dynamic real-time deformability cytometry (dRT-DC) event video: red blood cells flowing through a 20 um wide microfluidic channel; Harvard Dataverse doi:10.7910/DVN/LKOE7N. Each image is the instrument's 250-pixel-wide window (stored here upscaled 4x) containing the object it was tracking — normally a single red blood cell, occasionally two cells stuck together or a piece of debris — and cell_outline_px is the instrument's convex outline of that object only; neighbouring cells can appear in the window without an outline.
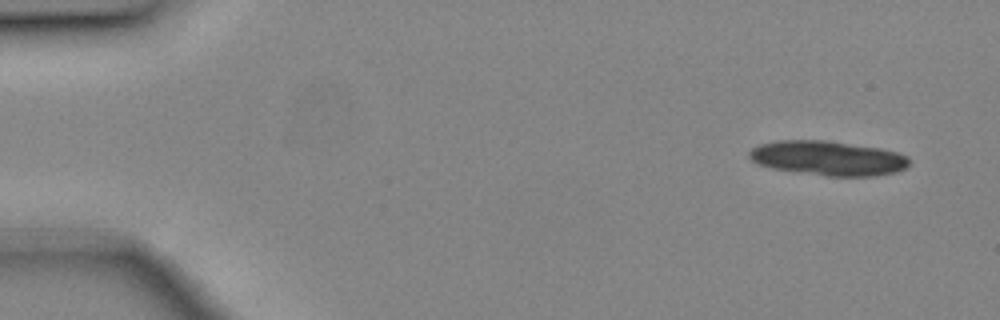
{"species": "common noctule bat (a hibernating species)", "species_latin": "Nyctalus noctula", "temperature_condition": "cold", "stored_images_in_passage": 15, "camera_frame_rate_fps": 3000, "um_per_image_px": 0.085, "animal": {"sex": "male", "body_mass_g": 19.2, "forearm_length_mm": 51.8}, "frame": {"image": 1, "passage_image": 3, "time_ms": 0.667, "image_size_px": [1000, 320], "cell_outline_px": [[908, 168], [896, 172], [876, 176], [828, 176], [772, 168], [756, 164], [748, 156], [748, 152], [752, 148], [760, 144], [776, 140], [828, 140], [880, 148], [896, 152], [908, 156]], "centroid_in_image_um": [70.38, 13.44], "position_along_channel_um": 14.6, "area_um2": 32.37}}